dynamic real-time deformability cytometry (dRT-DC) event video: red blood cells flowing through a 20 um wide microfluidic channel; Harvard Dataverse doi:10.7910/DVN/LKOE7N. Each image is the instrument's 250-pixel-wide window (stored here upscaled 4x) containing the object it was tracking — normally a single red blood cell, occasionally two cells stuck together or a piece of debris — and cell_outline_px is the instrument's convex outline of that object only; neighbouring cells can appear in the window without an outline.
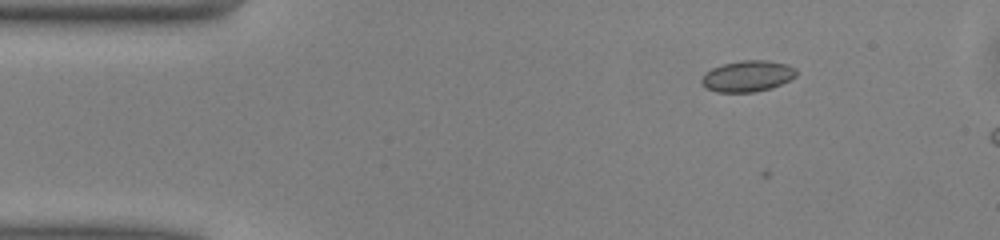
{"species": "common noctule bat (a hibernating species)", "species_latin": "Nyctalus noctula", "temperature_condition": "warm", "stored_images_in_passage": 15, "camera_frame_rate_fps": 3000, "um_per_image_px": 0.085, "animal": {"sex": "male", "body_mass_g": 13.0, "forearm_length_mm": 53.1}, "frame": {"image": 1, "passage_image": 7, "time_ms": 2.0, "image_size_px": [1000, 240], "cell_outline_px": [[796, 76], [772, 88], [756, 92], [716, 92], [704, 88], [700, 80], [704, 72], [712, 68], [724, 64], [740, 60], [764, 60], [788, 64], [796, 68]], "centroid_in_image_um": [63.51, 6.47], "position_along_channel_um": 21.5, "area_um2": 17.34}}